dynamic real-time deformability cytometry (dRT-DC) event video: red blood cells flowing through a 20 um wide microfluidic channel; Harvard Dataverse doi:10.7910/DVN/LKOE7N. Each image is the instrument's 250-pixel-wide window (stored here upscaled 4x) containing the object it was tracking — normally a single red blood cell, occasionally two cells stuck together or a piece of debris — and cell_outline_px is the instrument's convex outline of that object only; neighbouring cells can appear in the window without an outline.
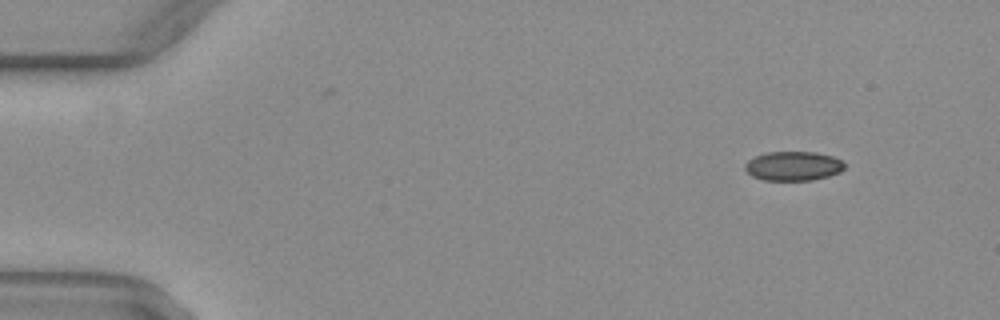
{"species": "common noctule bat (a hibernating species)", "species_latin": "Nyctalus noctula", "temperature_condition": "warm", "stored_images_in_passage": 47, "camera_frame_rate_fps": 3000, "um_per_image_px": 0.085, "animal": {"sex": "female", "body_mass_g": 29.2, "forearm_length_mm": 56.3}, "frame": {"image": 1, "passage_image": 1, "time_ms": 0.0, "image_size_px": [1000, 320], "cell_outline_px": [[844, 168], [840, 172], [828, 176], [812, 180], [764, 180], [752, 176], [744, 168], [744, 164], [748, 160], [756, 156], [768, 152], [816, 152], [832, 156], [840, 160], [844, 164]], "centroid_in_image_um": [67.41, 14.11], "position_along_channel_um": 17.6, "area_um2": 16.88}}
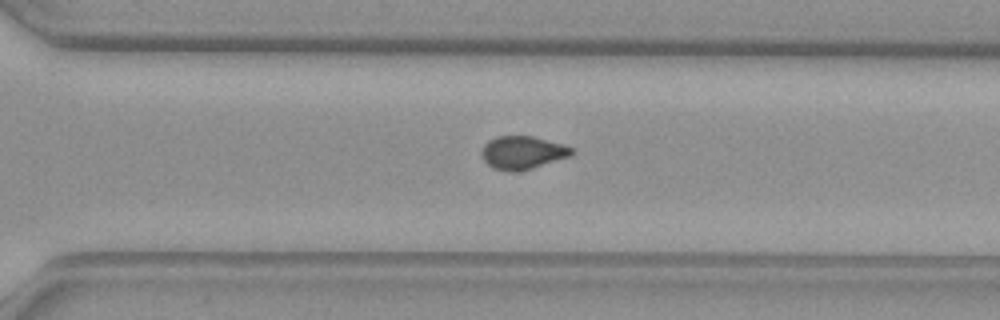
{"frame": {"image": 2, "passage_image": 32, "time_ms": 10.333, "image_size_px": [1000, 320], "cell_outline_px": [[572, 156], [532, 168], [516, 172], [508, 172], [492, 168], [484, 160], [480, 152], [484, 144], [488, 140], [496, 136], [532, 136], [564, 144], [572, 148]], "centroid_in_image_um": [44.39, 12.97], "position_along_channel_um": 326.2, "area_um2": 17.51}}
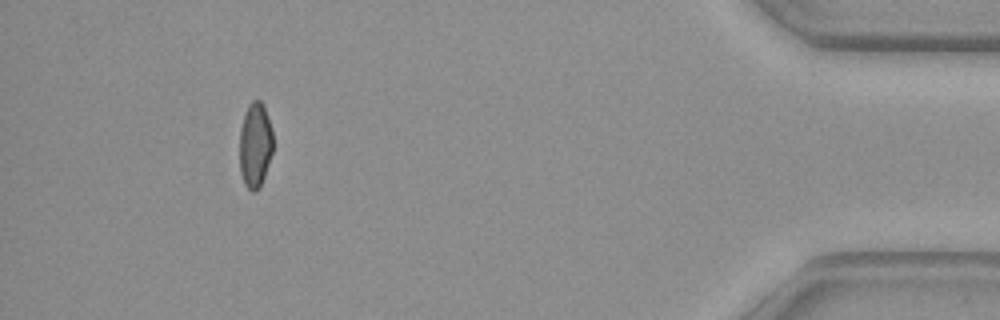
{"frame": {"image": 3, "passage_image": 43, "time_ms": 14.0, "image_size_px": [1000, 320], "cell_outline_px": [[272, 152], [260, 188], [256, 192], [252, 192], [244, 184], [240, 172], [240, 128], [248, 104], [252, 100], [260, 100], [264, 104], [272, 132]], "centroid_in_image_um": [21.68, 12.33], "position_along_channel_um": 413.5, "area_um2": 16.59}, "authors_computed_cell_mechanics": {"area_um2": 17.629, "velocity_mm_per_s": 4.0887, "shape_relaxation_time_tau1_ms": null, "shape_relaxation_time_tau2_ms": 0.8027, "deformation_change_tau1": null, "deformation_change_tau2": 0.0513}}